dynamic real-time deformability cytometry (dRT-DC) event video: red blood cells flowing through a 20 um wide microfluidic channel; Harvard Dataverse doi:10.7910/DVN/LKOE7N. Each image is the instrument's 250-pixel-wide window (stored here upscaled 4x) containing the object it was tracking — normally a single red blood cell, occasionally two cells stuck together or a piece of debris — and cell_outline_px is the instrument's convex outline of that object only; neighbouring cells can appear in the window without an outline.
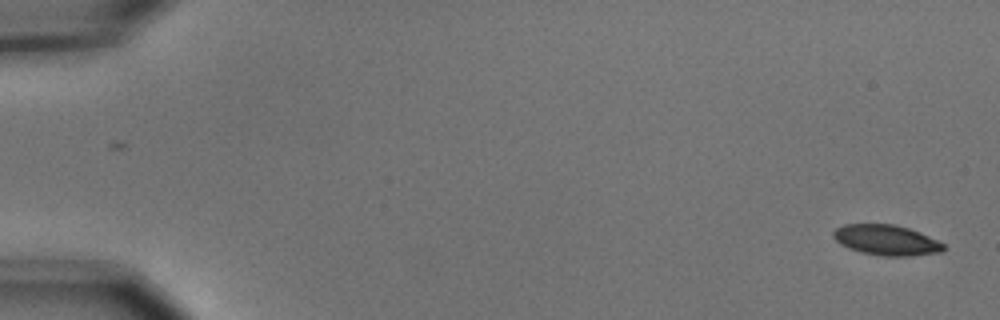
{"species": "common noctule bat (a hibernating species)", "species_latin": "Nyctalus noctula", "temperature_condition": "cold", "stored_images_in_passage": 2, "camera_frame_rate_fps": 3000, "um_per_image_px": 0.085, "animal": {"sex": "male", "body_mass_g": 15.6}, "frame": {"image": 1, "passage_image": 2, "time_ms": 0.333, "image_size_px": [1000, 320], "cell_outline_px": [[944, 252], [908, 256], [884, 256], [864, 252], [848, 248], [840, 244], [832, 236], [832, 232], [836, 228], [844, 224], [896, 224], [920, 232], [944, 244]], "centroid_in_image_um": [75.33, 20.4], "position_along_channel_um": 9.7, "area_um2": 19.48}}